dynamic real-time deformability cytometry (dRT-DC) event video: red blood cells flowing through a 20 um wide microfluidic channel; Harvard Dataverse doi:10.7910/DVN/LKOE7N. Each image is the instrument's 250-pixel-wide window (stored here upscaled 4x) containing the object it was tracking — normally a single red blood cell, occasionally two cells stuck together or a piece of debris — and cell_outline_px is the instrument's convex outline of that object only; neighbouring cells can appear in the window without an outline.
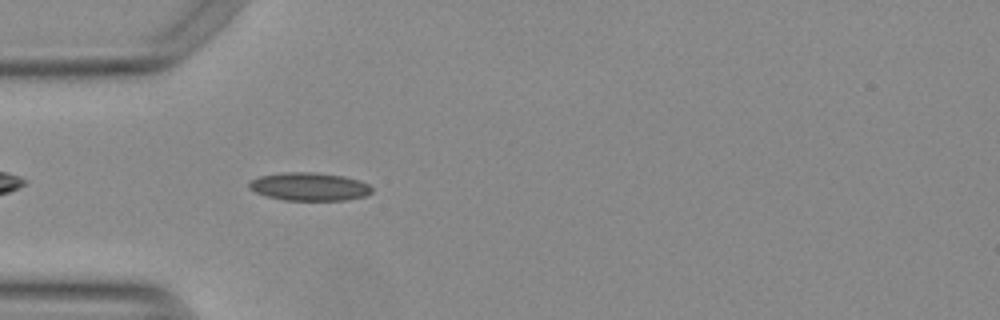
{"species": "Egyptian fruit bat (a non-hibernating species)", "species_latin": "Rousettus aegyptiacus", "temperature_condition": "warm", "stored_images_in_passage": 38, "camera_frame_rate_fps": 3000, "um_per_image_px": 0.085, "animal": {"sex": "female"}, "frame": {"image": 1, "passage_image": 1, "time_ms": 0.0, "image_size_px": [1000, 320], "cell_outline_px": [[372, 192], [364, 196], [348, 200], [284, 200], [268, 196], [256, 192], [248, 188], [248, 184], [252, 180], [260, 176], [284, 172], [308, 172], [344, 176], [360, 180], [368, 184], [372, 188]], "centroid_in_image_um": [26.31, 15.86], "position_along_channel_um": 58.7, "area_um2": 20.0}}
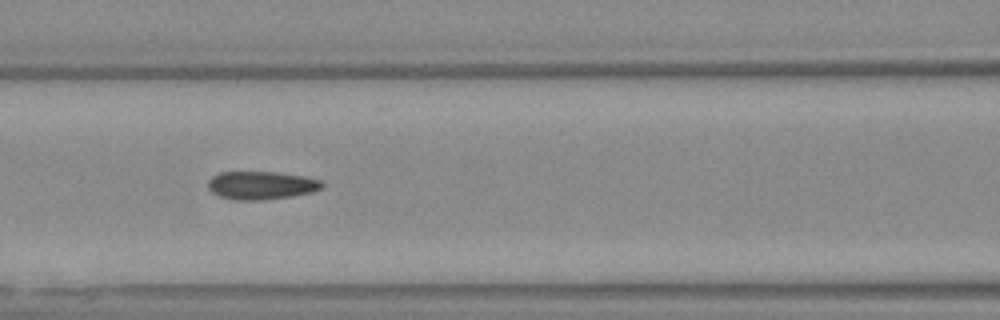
{"frame": {"image": 2, "passage_image": 8, "time_ms": 2.333, "image_size_px": [1000, 320], "cell_outline_px": [[324, 184], [320, 188], [312, 192], [292, 196], [264, 200], [236, 200], [220, 196], [212, 192], [208, 188], [208, 180], [212, 176], [220, 172], [272, 172], [300, 176], [320, 180]], "centroid_in_image_um": [22.16, 15.76], "position_along_channel_um": 144.4, "area_um2": 18.5}}
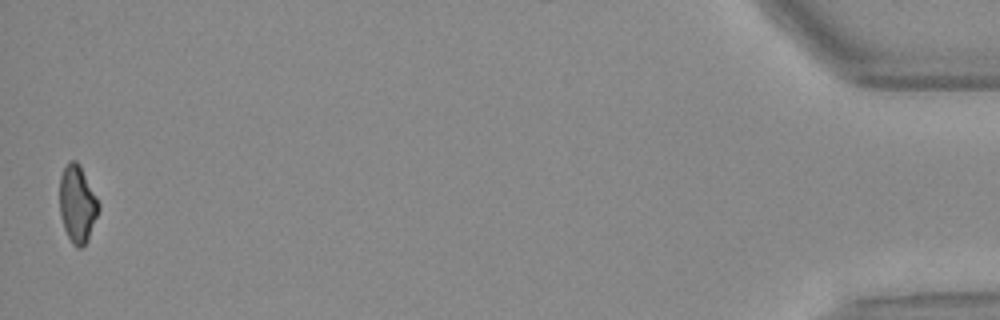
{"frame": {"image": 3, "passage_image": 38, "time_ms": 12.333, "image_size_px": [1000, 320], "cell_outline_px": [[100, 208], [88, 240], [80, 248], [76, 248], [72, 244], [64, 228], [60, 216], [60, 176], [68, 160], [76, 160], [96, 196], [100, 204]], "centroid_in_image_um": [6.57, 17.36], "position_along_channel_um": 428.6, "area_um2": 17.4}, "authors_computed_cell_mechanics": {"area_um2": 18.6983, "velocity_mm_per_s": 3.8045, "shape_relaxation_time_tau1_ms": null, "shape_relaxation_time_tau2_ms": 2.6115, "deformation_change_tau1": null, "deformation_change_tau2": 0.0967}}